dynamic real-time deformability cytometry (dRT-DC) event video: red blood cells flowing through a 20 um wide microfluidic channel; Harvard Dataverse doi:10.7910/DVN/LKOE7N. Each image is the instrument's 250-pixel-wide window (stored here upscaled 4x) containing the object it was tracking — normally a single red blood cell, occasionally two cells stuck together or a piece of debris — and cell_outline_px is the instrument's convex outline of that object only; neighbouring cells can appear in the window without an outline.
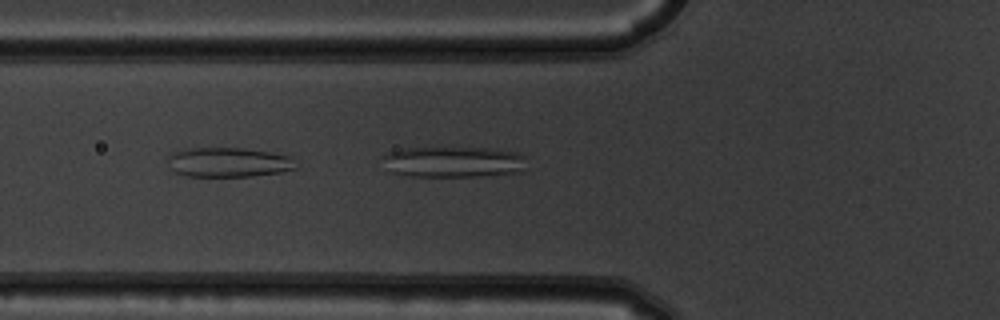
{"species": "common noctule bat (a hibernating species)", "species_latin": "Nyctalus noctula", "temperature_condition": "warm", "stored_images_in_passage": 6, "camera_frame_rate_fps": 3000, "um_per_image_px": 0.085, "animal": {"sex": "male", "body_mass_g": 19.5, "forearm_length_mm": 54.6}, "frame": {"image": 1, "passage_image": 5, "time_ms": 1.333, "image_size_px": [1000, 320], "cell_outline_px": [[300, 168], [280, 172], [252, 176], [184, 176], [176, 172], [172, 168], [168, 160], [168, 156], [172, 152], [184, 148], [244, 148], [292, 156]], "centroid_in_image_um": [19.46, 13.79], "position_along_channel_um": 106.3, "area_um2": 22.25}}